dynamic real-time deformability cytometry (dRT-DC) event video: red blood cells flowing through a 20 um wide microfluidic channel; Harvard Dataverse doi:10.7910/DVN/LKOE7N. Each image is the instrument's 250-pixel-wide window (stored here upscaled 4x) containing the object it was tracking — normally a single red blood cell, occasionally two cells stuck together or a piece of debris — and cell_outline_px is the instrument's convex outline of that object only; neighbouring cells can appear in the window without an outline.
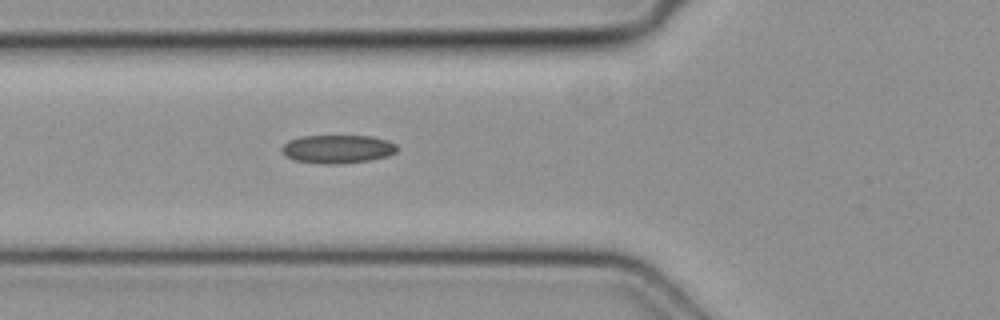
{"species": "common noctule bat (a hibernating species)", "species_latin": "Nyctalus noctula", "temperature_condition": "cold", "stored_images_in_passage": 3, "camera_frame_rate_fps": 3000, "um_per_image_px": 0.085, "animal": {"sex": "female", "body_mass_g": 19.3, "forearm_length_mm": 54.1}, "frame": {"image": 1, "passage_image": 3, "time_ms": 0.667, "image_size_px": [1000, 320], "cell_outline_px": [[396, 152], [388, 156], [368, 160], [340, 164], [320, 164], [296, 160], [288, 156], [280, 148], [288, 140], [304, 136], [372, 136], [388, 140], [396, 144]], "centroid_in_image_um": [28.72, 12.66], "position_along_channel_um": 97.1, "area_um2": 18.96}}